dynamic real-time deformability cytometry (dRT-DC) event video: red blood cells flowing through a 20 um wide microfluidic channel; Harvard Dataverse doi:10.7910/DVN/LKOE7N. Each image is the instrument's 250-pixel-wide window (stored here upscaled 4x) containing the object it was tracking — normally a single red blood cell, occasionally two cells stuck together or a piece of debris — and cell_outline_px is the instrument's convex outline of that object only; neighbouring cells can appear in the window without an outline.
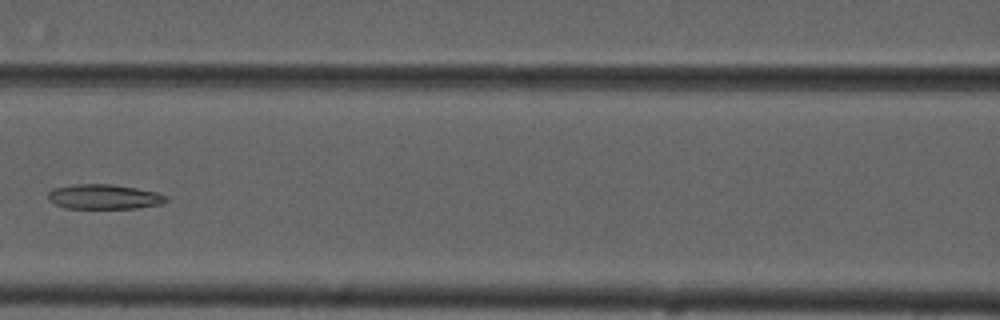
{"species": "common noctule bat (a hibernating species)", "species_latin": "Nyctalus noctula", "temperature_condition": "cold", "stored_images_in_passage": 4, "camera_frame_rate_fps": 3000, "um_per_image_px": 0.085, "animal": {"sex": "male", "forearm_length_mm": 52.5}, "frame": {"image": 1, "passage_image": 3, "time_ms": 2.333, "image_size_px": [1000, 320], "cell_outline_px": [[168, 200], [160, 204], [136, 208], [68, 208], [56, 204], [48, 200], [48, 192], [52, 188], [72, 184], [112, 184], [136, 188], [156, 192], [168, 196]], "centroid_in_image_um": [8.83, 16.71], "position_along_channel_um": 157.8, "area_um2": 17.05}}
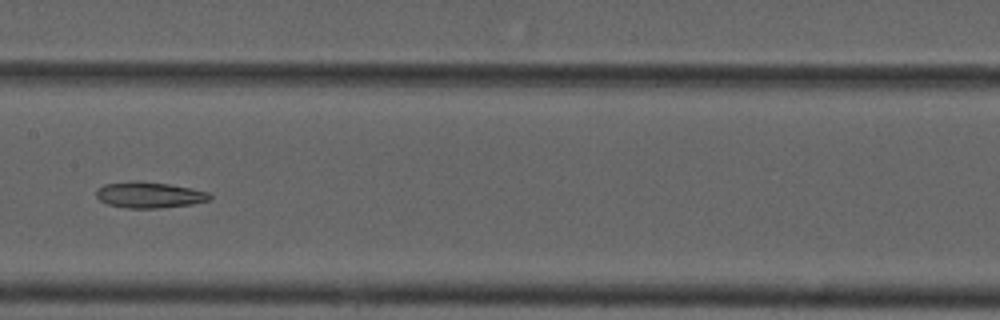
{"frame": {"image": 2, "passage_image": 4, "time_ms": 3.333, "image_size_px": [1000, 320], "cell_outline_px": [[212, 196], [208, 200], [192, 204], [160, 208], [128, 208], [108, 204], [100, 200], [96, 196], [96, 192], [104, 184], [136, 180], [168, 184], [192, 188], [208, 192]], "centroid_in_image_um": [12.7, 16.56], "position_along_channel_um": 194.7, "area_um2": 17.11}}